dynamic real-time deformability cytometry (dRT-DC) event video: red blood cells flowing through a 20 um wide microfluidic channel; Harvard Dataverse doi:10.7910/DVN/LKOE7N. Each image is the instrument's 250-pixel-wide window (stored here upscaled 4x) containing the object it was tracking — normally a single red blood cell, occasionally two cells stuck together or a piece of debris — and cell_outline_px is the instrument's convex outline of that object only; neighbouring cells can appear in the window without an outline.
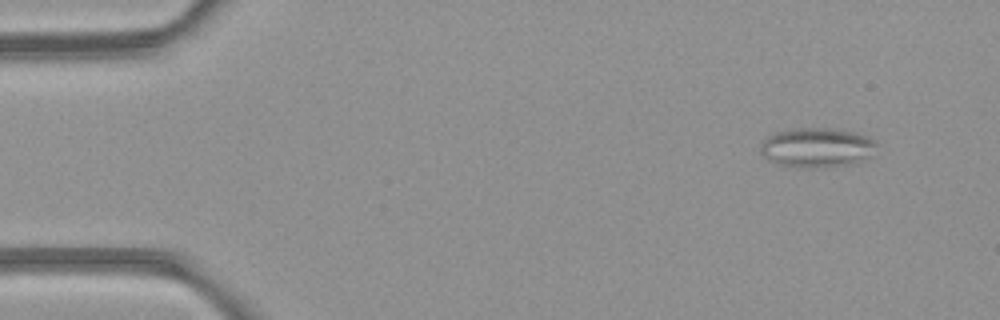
{"species": "common noctule bat (a hibernating species)", "species_latin": "Nyctalus noctula", "temperature_condition": "room temperature", "stored_images_in_passage": 4, "camera_frame_rate_fps": 3000, "um_per_image_px": 0.085, "animal": {"sex": "female", "body_mass_g": 21.9}, "frame": {"image": 1, "passage_image": 2, "time_ms": 1.333, "image_size_px": [1000, 320], "cell_outline_px": [[876, 144], [872, 156], [856, 164], [816, 168], [800, 168], [776, 164], [768, 160], [760, 152], [760, 144], [764, 136], [776, 132], [796, 128], [828, 128], [856, 132], [868, 136], [876, 140]], "centroid_in_image_um": [69.43, 12.55], "position_along_channel_um": 15.6, "area_um2": 27.46}}